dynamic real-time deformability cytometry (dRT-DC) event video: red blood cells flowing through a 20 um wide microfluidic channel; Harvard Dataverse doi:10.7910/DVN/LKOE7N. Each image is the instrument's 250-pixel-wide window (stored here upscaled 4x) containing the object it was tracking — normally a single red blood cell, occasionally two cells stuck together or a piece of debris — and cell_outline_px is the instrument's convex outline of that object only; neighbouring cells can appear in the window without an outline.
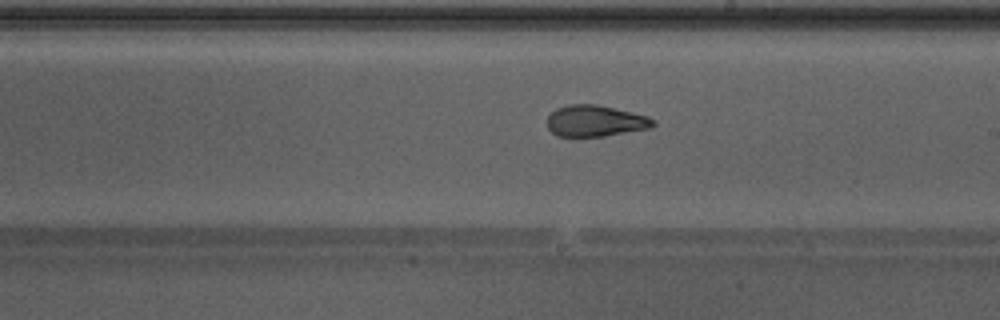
{"species": "Egyptian fruit bat (a non-hibernating species)", "species_latin": "Rousettus aegyptiacus", "temperature_condition": "warm", "stored_images_in_passage": 48, "camera_frame_rate_fps": 3000, "um_per_image_px": 0.085, "animal": {"sex": "male"}, "frame": {"image": 1, "passage_image": 28, "time_ms": 9.0, "image_size_px": [1000, 320], "cell_outline_px": [[656, 124], [652, 128], [604, 136], [556, 136], [548, 128], [548, 116], [556, 108], [568, 104], [596, 104], [648, 116], [656, 120]], "centroid_in_image_um": [50.62, 10.28], "position_along_channel_um": 238.4, "area_um2": 19.36}, "authors_computed_cell_mechanics": {"area_um2": 21.097, "velocity_mm_per_s": 4.3074, "shape_relaxation_time_tau1_ms": null, "shape_relaxation_time_tau2_ms": 1.3671, "deformation_change_tau1": null, "deformation_change_tau2": 0.0774}}